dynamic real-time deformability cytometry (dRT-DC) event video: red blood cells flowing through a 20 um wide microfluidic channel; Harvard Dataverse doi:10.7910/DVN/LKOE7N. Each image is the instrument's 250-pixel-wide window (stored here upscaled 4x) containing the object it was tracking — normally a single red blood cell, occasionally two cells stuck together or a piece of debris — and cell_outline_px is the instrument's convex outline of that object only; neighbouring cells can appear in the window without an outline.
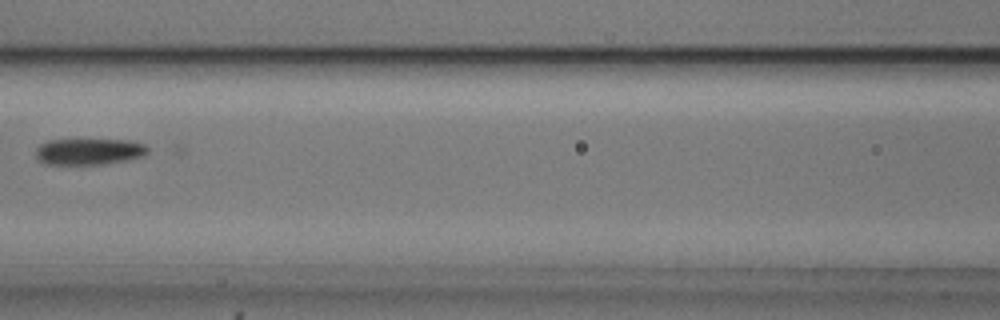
{"species": "common noctule bat (a hibernating species)", "species_latin": "Nyctalus noctula", "temperature_condition": "cold", "stored_images_in_passage": 40, "camera_frame_rate_fps": 3000, "um_per_image_px": 0.085, "animal": {"sex": "male", "body_mass_g": 20.5, "forearm_length_mm": 52.5}, "frame": {"image": 1, "passage_image": 10, "time_ms": 3.0, "image_size_px": [1000, 320], "cell_outline_px": [[148, 152], [144, 156], [128, 160], [104, 164], [44, 164], [36, 160], [36, 148], [40, 144], [48, 140], [128, 140], [144, 144], [148, 148]], "centroid_in_image_um": [7.55, 12.89], "position_along_channel_um": 159.1, "area_um2": 17.28}}
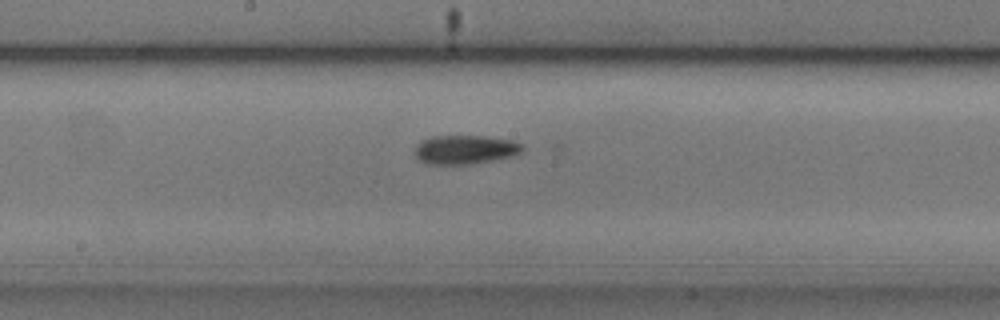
{"frame": {"image": 2, "passage_image": 14, "time_ms": 4.333, "image_size_px": [1000, 320], "cell_outline_px": [[524, 148], [516, 156], [468, 164], [428, 164], [420, 160], [416, 156], [416, 144], [420, 140], [432, 136], [484, 136], [512, 140], [524, 144]], "centroid_in_image_um": [39.56, 12.71], "position_along_channel_um": 208.6, "area_um2": 18.21}}
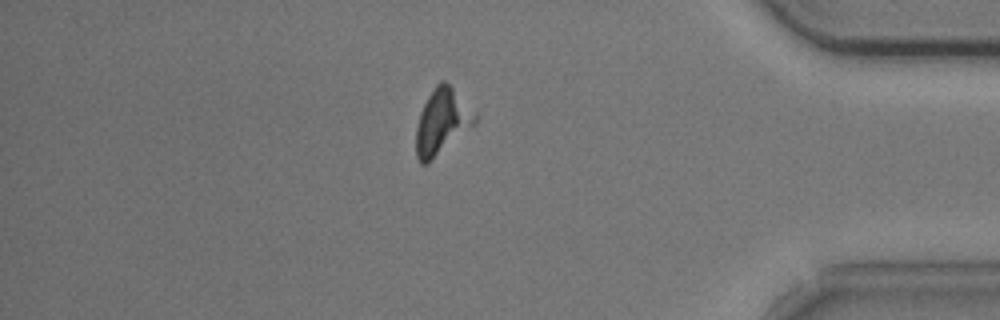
{"frame": {"image": 3, "passage_image": 32, "time_ms": 10.333, "image_size_px": [1000, 320], "cell_outline_px": [[480, 116], [476, 124], [428, 164], [420, 164], [416, 156], [416, 128], [420, 112], [428, 96], [436, 84], [440, 80], [444, 80]], "centroid_in_image_um": [37.58, 10.37], "position_along_channel_um": 397.6, "area_um2": 22.66}}